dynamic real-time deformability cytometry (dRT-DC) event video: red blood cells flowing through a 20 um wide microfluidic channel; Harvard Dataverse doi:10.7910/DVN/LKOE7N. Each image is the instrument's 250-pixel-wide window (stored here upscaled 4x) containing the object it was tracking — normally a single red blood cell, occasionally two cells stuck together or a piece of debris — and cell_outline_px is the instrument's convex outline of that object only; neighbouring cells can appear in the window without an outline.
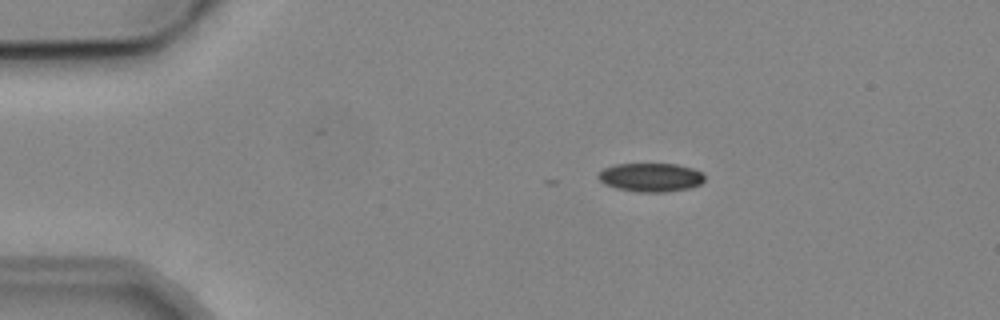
{"species": "common noctule bat (a hibernating species)", "species_latin": "Nyctalus noctula", "temperature_condition": "cold", "stored_images_in_passage": 6, "camera_frame_rate_fps": 3000, "um_per_image_px": 0.085, "animal": {"sex": "male", "body_mass_g": 19.2, "forearm_length_mm": 51.8}, "frame": {"image": 1, "passage_image": 2, "time_ms": 1.333, "image_size_px": [1000, 320], "cell_outline_px": [[704, 180], [700, 184], [688, 188], [664, 192], [636, 192], [616, 188], [604, 184], [596, 176], [604, 168], [616, 164], [676, 164], [692, 168], [700, 172], [704, 176]], "centroid_in_image_um": [55.28, 15.08], "position_along_channel_um": 29.7, "area_um2": 17.69}}
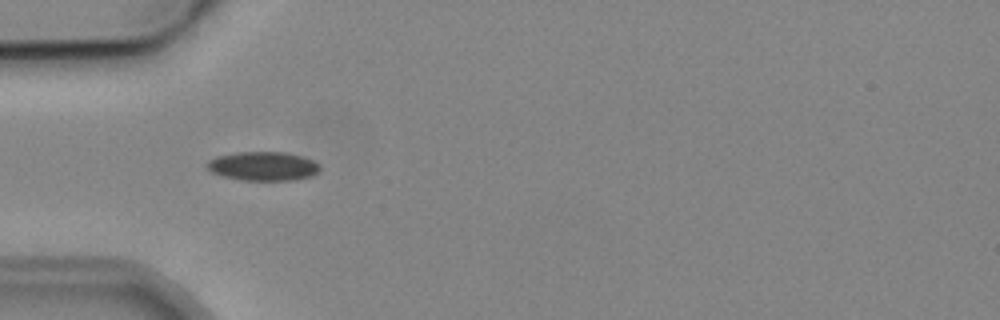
{"frame": {"image": 2, "passage_image": 4, "time_ms": 3.667, "image_size_px": [1000, 320], "cell_outline_px": [[320, 168], [312, 176], [296, 180], [240, 180], [224, 176], [212, 172], [204, 164], [208, 160], [216, 156], [236, 152], [284, 152], [300, 156], [312, 160], [320, 164]], "centroid_in_image_um": [22.34, 14.12], "position_along_channel_um": 62.7, "area_um2": 19.07}}
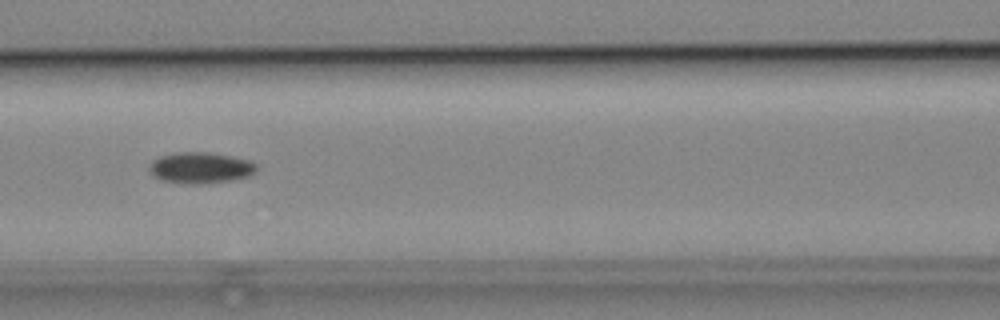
{"frame": {"image": 3, "passage_image": 6, "time_ms": 6.0, "image_size_px": [1000, 320], "cell_outline_px": [[256, 172], [248, 176], [232, 180], [200, 184], [188, 184], [164, 180], [152, 176], [148, 168], [152, 160], [160, 156], [176, 152], [208, 152], [232, 156], [252, 160], [256, 164]], "centroid_in_image_um": [17.04, 14.25], "position_along_channel_um": 149.6, "area_um2": 19.59}}